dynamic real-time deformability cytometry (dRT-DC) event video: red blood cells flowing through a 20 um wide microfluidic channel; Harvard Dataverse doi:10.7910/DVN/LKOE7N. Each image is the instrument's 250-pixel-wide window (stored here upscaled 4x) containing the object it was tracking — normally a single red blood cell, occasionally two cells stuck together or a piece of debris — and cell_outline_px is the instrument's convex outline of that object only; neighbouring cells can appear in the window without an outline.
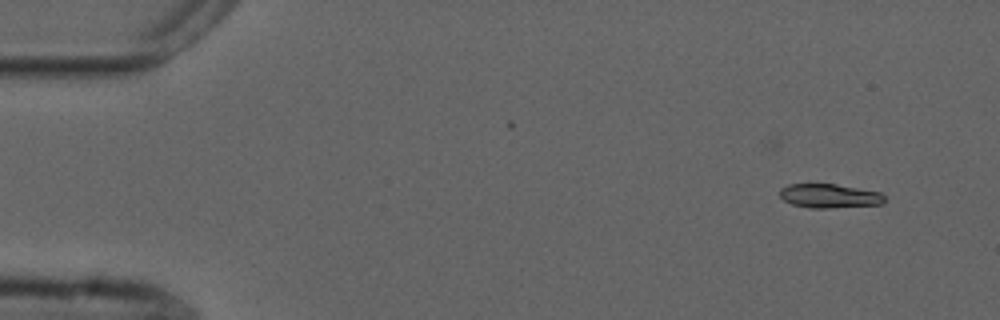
{"species": "common noctule bat (a hibernating species)", "species_latin": "Nyctalus noctula", "temperature_condition": "cold", "stored_images_in_passage": 4, "camera_frame_rate_fps": 3000, "um_per_image_px": 0.085, "animal": {"sex": "male", "forearm_length_mm": 52.5}, "frame": {"image": 1, "passage_image": 1, "time_ms": 0.0, "image_size_px": [1000, 320], "cell_outline_px": [[884, 204], [828, 208], [808, 208], [792, 204], [784, 200], [780, 196], [780, 188], [788, 184], [836, 184], [880, 192], [884, 196]], "centroid_in_image_um": [70.49, 16.65], "position_along_channel_um": 14.5, "area_um2": 14.68}}
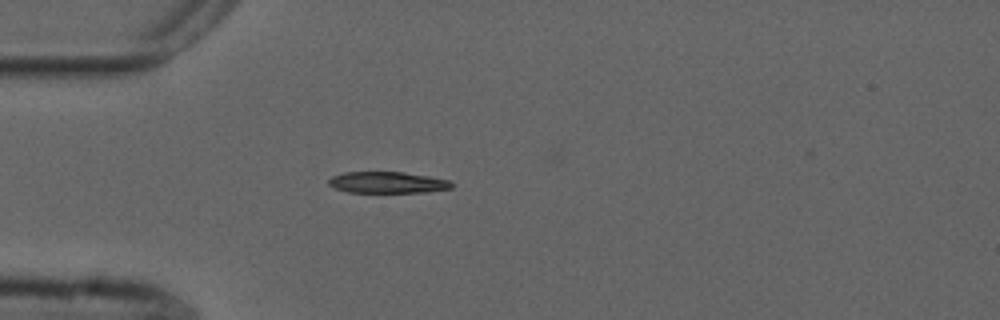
{"frame": {"image": 2, "passage_image": 4, "time_ms": 1.0, "image_size_px": [1000, 320], "cell_outline_px": [[452, 188], [424, 192], [348, 192], [336, 188], [328, 184], [328, 180], [332, 176], [344, 172], [404, 172], [428, 176], [448, 180], [452, 184]], "centroid_in_image_um": [32.91, 15.5], "position_along_channel_um": 52.1, "area_um2": 15.14}}